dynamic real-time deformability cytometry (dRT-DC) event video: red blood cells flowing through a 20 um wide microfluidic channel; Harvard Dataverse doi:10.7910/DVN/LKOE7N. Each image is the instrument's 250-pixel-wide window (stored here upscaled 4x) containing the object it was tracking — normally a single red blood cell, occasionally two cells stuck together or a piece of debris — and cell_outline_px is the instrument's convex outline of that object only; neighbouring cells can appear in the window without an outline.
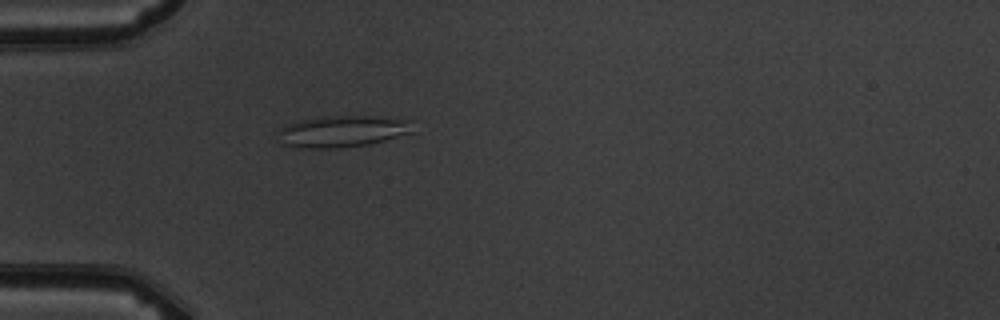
{"species": "common noctule bat (a hibernating species)", "species_latin": "Nyctalus noctula", "temperature_condition": "warm", "stored_images_in_passage": 1, "camera_frame_rate_fps": 3000, "um_per_image_px": 0.085, "animal": {"sex": "male", "body_mass_g": 19.5, "forearm_length_mm": 54.6}, "frame": {"image": 1, "passage_image": 1, "time_ms": 0.0, "image_size_px": [1000, 320], "cell_outline_px": [[412, 132], [384, 140], [368, 144], [340, 148], [300, 148], [284, 144], [280, 132], [280, 128], [288, 124], [300, 120], [320, 116], [372, 116], [412, 120]], "centroid_in_image_um": [29.13, 11.15], "position_along_channel_um": 55.9, "area_um2": 24.51}}